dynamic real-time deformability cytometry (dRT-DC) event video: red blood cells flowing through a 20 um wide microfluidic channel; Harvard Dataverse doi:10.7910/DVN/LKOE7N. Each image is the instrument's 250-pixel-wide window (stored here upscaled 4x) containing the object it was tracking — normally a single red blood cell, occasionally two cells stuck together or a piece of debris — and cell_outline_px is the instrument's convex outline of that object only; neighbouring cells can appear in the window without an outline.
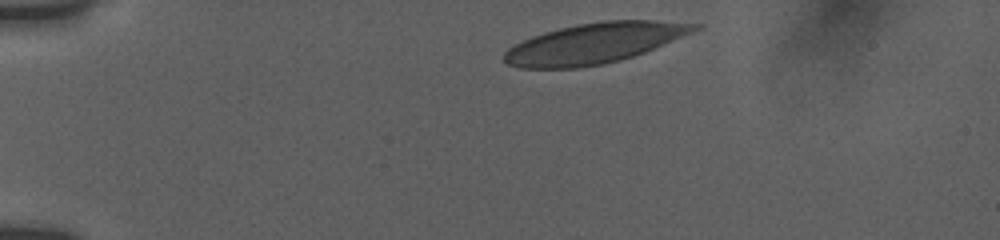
{"species": "human", "species_latin": "Homo sapiens", "temperature_condition": "room temperature", "stored_images_in_passage": 8, "camera_frame_rate_fps": 3000, "um_per_image_px": 0.085, "donor": {"sex": "female"}, "frame": {"image": 1, "passage_image": 1, "time_ms": 0.0, "image_size_px": [1000, 240], "cell_outline_px": [[704, 28], [644, 52], [620, 60], [604, 64], [580, 68], [520, 68], [508, 64], [504, 60], [504, 52], [508, 48], [532, 36], [544, 32], [576, 24], [604, 20], [656, 20], [704, 24]], "centroid_in_image_um": [50.57, 3.66], "position_along_channel_um": 34.4, "area_um2": 44.91}}
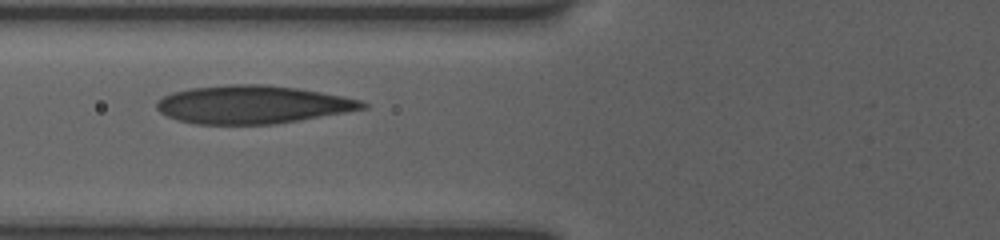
{"frame": {"image": 2, "passage_image": 6, "time_ms": 3.667, "image_size_px": [1000, 240], "cell_outline_px": [[368, 108], [300, 120], [272, 124], [196, 124], [176, 120], [160, 112], [156, 108], [156, 104], [164, 96], [172, 92], [188, 88], [228, 84], [264, 84], [296, 88], [344, 96], [360, 100], [368, 104]], "centroid_in_image_um": [21.45, 8.88], "position_along_channel_um": 104.3, "area_um2": 45.66}}
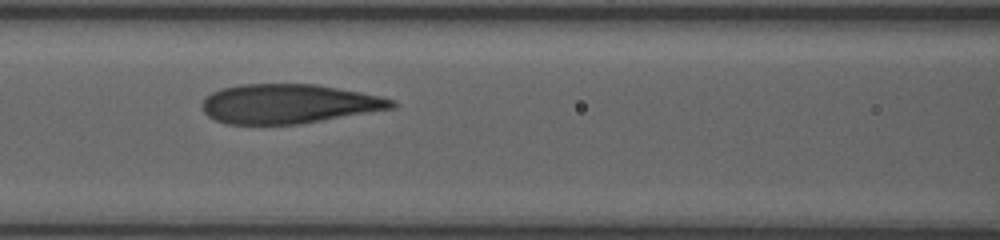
{"frame": {"image": 3, "passage_image": 7, "time_ms": 4.667, "image_size_px": [1000, 240], "cell_outline_px": [[396, 108], [300, 124], [224, 124], [208, 116], [204, 112], [200, 104], [212, 92], [220, 88], [240, 84], [316, 84], [360, 92], [380, 96], [396, 100]], "centroid_in_image_um": [24.54, 8.82], "position_along_channel_um": 142.1, "area_um2": 43.7}}